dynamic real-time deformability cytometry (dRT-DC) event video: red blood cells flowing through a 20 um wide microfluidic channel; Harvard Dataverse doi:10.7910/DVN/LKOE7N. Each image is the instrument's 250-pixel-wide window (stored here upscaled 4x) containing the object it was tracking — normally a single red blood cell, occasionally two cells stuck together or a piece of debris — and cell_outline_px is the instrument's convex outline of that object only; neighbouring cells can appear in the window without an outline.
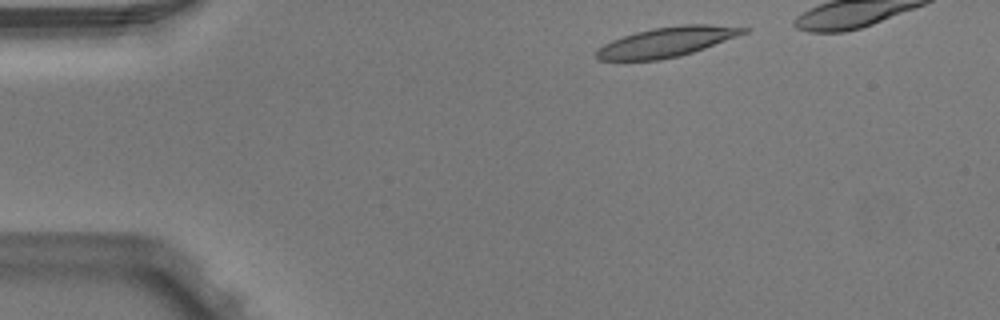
{"species": "Egyptian fruit bat (a non-hibernating species)", "species_latin": "Rousettus aegyptiacus", "temperature_condition": "warm", "stored_images_in_passage": 7, "segment_of_instrument_passage": [1, 2], "camera_frame_rate_fps": 3000, "um_per_image_px": 0.085, "animal": {"sex": "male"}, "frame": {"image": 1, "passage_image": 1, "time_ms": 0.0, "image_size_px": [1000, 320], "cell_outline_px": [[752, 28], [748, 32], [704, 48], [680, 56], [660, 60], [600, 60], [596, 56], [596, 52], [604, 44], [612, 40], [636, 32], [652, 28], [680, 24], [708, 24]], "centroid_in_image_um": [56.71, 3.55], "position_along_channel_um": 28.3, "area_um2": 25.37}}
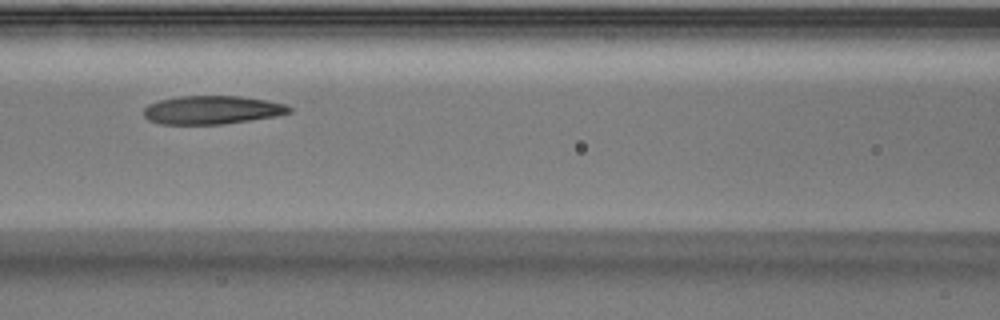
{"frame": {"image": 2, "passage_image": 5, "time_ms": 1.333, "image_size_px": [1000, 320], "cell_outline_px": [[292, 112], [276, 116], [220, 124], [160, 124], [148, 120], [144, 116], [144, 108], [148, 104], [160, 100], [180, 96], [240, 96], [268, 100], [284, 104], [292, 108]], "centroid_in_image_um": [18.02, 9.34], "position_along_channel_um": 148.6, "area_um2": 24.04}}
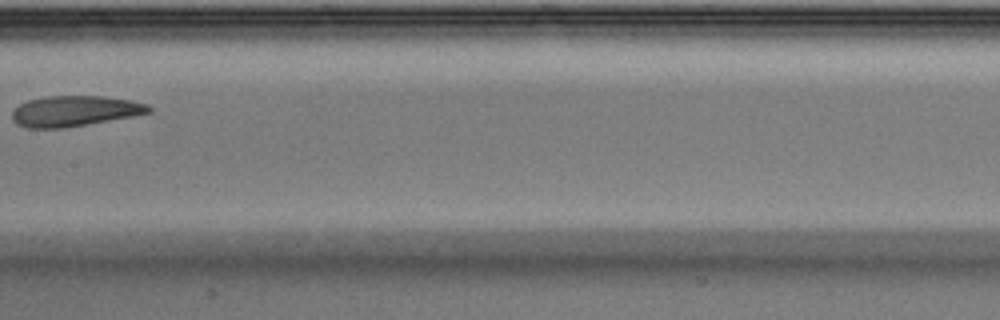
{"frame": {"image": 3, "passage_image": 6, "time_ms": 1.667, "image_size_px": [1000, 320], "cell_outline_px": [[152, 112], [132, 116], [64, 128], [28, 128], [16, 124], [12, 120], [12, 112], [20, 104], [28, 100], [44, 96], [100, 96], [132, 100], [148, 104], [152, 108]], "centroid_in_image_um": [6.34, 9.43], "position_along_channel_um": 201.1, "area_um2": 24.33}}